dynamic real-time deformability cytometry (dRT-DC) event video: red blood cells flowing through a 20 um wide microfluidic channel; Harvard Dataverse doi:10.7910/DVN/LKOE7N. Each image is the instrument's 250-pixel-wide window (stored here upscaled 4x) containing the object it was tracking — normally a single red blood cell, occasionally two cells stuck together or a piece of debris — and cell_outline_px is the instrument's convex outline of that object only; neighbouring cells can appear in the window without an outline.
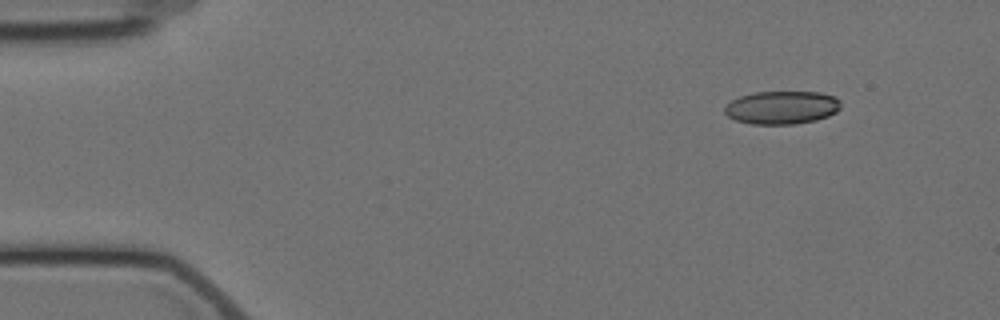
{"species": "Egyptian fruit bat (a non-hibernating species)", "species_latin": "Rousettus aegyptiacus", "temperature_condition": "cold", "stored_images_in_passage": 5, "camera_frame_rate_fps": 3000, "um_per_image_px": 0.085, "animal": {"sex": "female"}, "frame": {"image": 1, "passage_image": 1, "time_ms": 0.0, "image_size_px": [1000, 320], "cell_outline_px": [[840, 108], [836, 112], [828, 116], [816, 120], [792, 124], [752, 124], [736, 120], [728, 116], [724, 112], [724, 108], [732, 100], [740, 96], [756, 92], [820, 92], [832, 96], [840, 100]], "centroid_in_image_um": [66.46, 9.14], "position_along_channel_um": 18.5, "area_um2": 22.31}}